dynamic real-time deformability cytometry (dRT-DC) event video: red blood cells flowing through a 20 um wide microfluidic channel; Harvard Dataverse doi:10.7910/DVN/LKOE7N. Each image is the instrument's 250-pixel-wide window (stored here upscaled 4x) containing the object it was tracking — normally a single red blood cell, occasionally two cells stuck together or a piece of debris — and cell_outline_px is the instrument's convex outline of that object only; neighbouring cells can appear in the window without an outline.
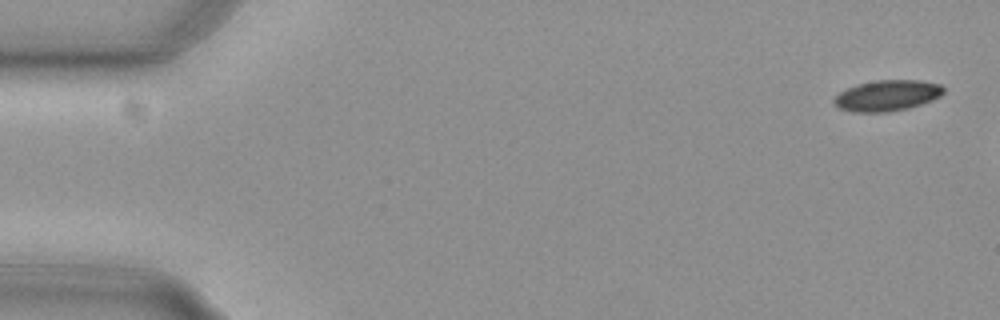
{"species": "common noctule bat (a hibernating species)", "species_latin": "Nyctalus noctula", "temperature_condition": "cold", "stored_images_in_passage": 15, "camera_frame_rate_fps": 3000, "um_per_image_px": 0.085, "animal": {"sex": "female", "body_mass_g": 29.2, "forearm_length_mm": 56.3}, "frame": {"image": 1, "passage_image": 1, "time_ms": 0.0, "image_size_px": [1000, 320], "cell_outline_px": [[944, 92], [940, 96], [932, 100], [908, 108], [888, 112], [856, 112], [840, 108], [832, 100], [840, 92], [856, 84], [876, 80], [920, 80], [940, 84], [944, 88]], "centroid_in_image_um": [75.43, 8.11], "position_along_channel_um": 9.6, "area_um2": 19.59}}
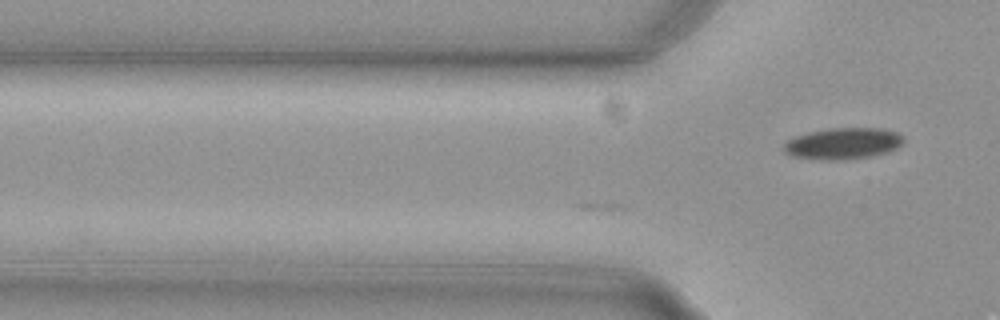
{"frame": {"image": 2, "passage_image": 15, "time_ms": 4.667, "image_size_px": [1000, 320], "cell_outline_px": [[904, 140], [896, 148], [888, 152], [872, 156], [836, 160], [812, 160], [792, 156], [784, 152], [784, 144], [788, 140], [796, 136], [808, 132], [828, 128], [884, 128], [896, 132]], "centroid_in_image_um": [71.62, 12.2], "position_along_channel_um": 54.2, "area_um2": 21.96}}